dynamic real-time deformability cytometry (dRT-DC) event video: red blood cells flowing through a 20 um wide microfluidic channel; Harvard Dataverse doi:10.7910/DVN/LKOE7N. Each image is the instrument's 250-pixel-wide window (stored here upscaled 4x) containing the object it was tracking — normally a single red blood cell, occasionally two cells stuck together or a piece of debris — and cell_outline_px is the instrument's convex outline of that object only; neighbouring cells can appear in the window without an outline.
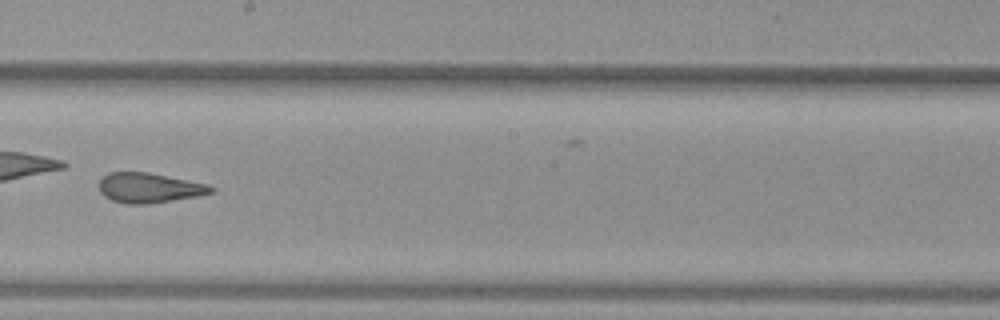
{"species": "common noctule bat (a hibernating species)", "species_latin": "Nyctalus noctula", "temperature_condition": "warm", "stored_images_in_passage": 43, "camera_frame_rate_fps": 3000, "um_per_image_px": 0.085, "animal": {"sex": "female", "body_mass_g": 29.2, "forearm_length_mm": 56.3}, "frame": {"image": 1, "passage_image": 30, "time_ms": 9.667, "image_size_px": [1000, 320], "cell_outline_px": [[216, 192], [196, 196], [148, 204], [124, 204], [112, 200], [104, 196], [100, 192], [100, 180], [108, 172], [148, 172], [208, 184], [216, 188]], "centroid_in_image_um": [12.7, 15.97], "position_along_channel_um": 235.5, "area_um2": 19.54}}
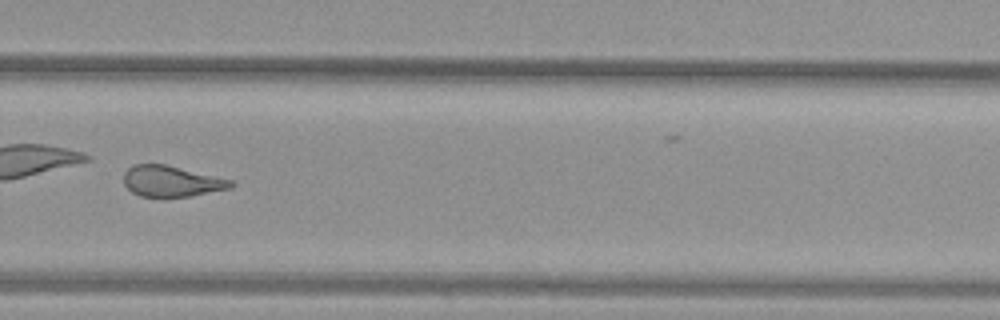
{"frame": {"image": 2, "passage_image": 36, "time_ms": 11.667, "image_size_px": [1000, 320], "cell_outline_px": [[236, 184], [232, 188], [192, 196], [140, 196], [132, 192], [124, 184], [124, 172], [132, 164], [164, 164], [232, 180]], "centroid_in_image_um": [14.58, 15.4], "position_along_channel_um": 315.2, "area_um2": 19.19}}